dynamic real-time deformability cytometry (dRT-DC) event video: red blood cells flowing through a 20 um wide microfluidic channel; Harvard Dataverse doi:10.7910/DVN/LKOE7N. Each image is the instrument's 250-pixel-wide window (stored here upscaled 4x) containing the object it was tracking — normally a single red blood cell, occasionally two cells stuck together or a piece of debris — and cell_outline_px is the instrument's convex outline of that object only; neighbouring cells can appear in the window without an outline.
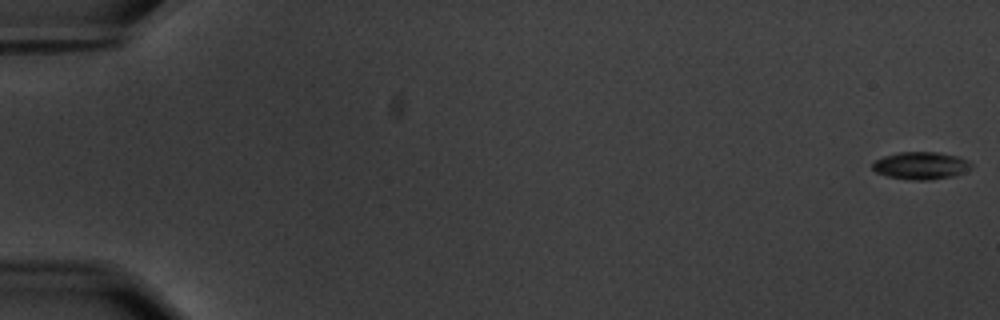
{"species": "common noctule bat (a hibernating species)", "species_latin": "Nyctalus noctula", "temperature_condition": "warm", "stored_images_in_passage": 59, "camera_frame_rate_fps": 3000, "um_per_image_px": 0.085, "animal": {"sex": "male", "body_mass_g": 20.1, "forearm_length_mm": 53.5}, "frame": {"image": 1, "passage_image": 1, "time_ms": 0.0, "image_size_px": [1000, 320], "cell_outline_px": [[972, 168], [956, 176], [928, 180], [912, 180], [888, 176], [876, 172], [872, 168], [872, 164], [876, 160], [884, 156], [896, 152], [936, 152], [960, 156], [968, 160], [972, 164]], "centroid_in_image_um": [78.31, 14.07], "position_along_channel_um": 6.7, "area_um2": 15.95}}
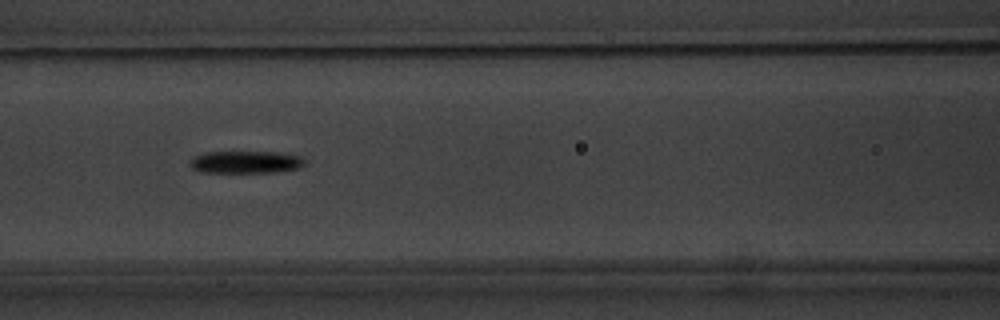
{"frame": {"image": 2, "passage_image": 27, "time_ms": 8.667, "image_size_px": [1000, 320], "cell_outline_px": [[304, 164], [300, 168], [276, 172], [204, 172], [192, 168], [188, 164], [196, 156], [208, 152], [276, 152], [300, 156], [304, 160]], "centroid_in_image_um": [20.91, 13.78], "position_along_channel_um": 145.7, "area_um2": 14.74}}
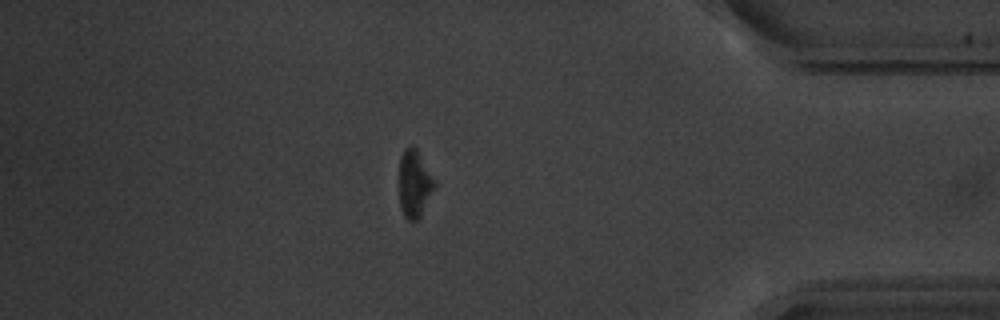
{"frame": {"image": 3, "passage_image": 51, "time_ms": 16.667, "image_size_px": [1000, 320], "cell_outline_px": [[436, 184], [420, 216], [416, 220], [408, 220], [404, 216], [400, 208], [400, 156], [404, 148], [416, 148]], "centroid_in_image_um": [35.2, 15.64], "position_along_channel_um": 400.0, "area_um2": 13.35}, "authors_computed_cell_mechanics": {"area_um2": 15.0858, "velocity_mm_per_s": 3.5483, "shape_relaxation_time_tau1_ms": 2.7548, "shape_relaxation_time_tau2_ms": null, "deformation_change_tau1": 0.1307, "deformation_change_tau2": null}}